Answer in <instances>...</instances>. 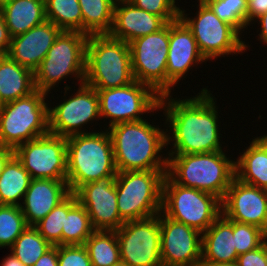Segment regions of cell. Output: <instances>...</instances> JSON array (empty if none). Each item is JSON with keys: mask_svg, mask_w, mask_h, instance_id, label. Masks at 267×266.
Masks as SVG:
<instances>
[{"mask_svg": "<svg viewBox=\"0 0 267 266\" xmlns=\"http://www.w3.org/2000/svg\"><path fill=\"white\" fill-rule=\"evenodd\" d=\"M200 90L197 95L184 99L174 98L172 94L161 96L159 107L163 110L161 116L165 117L167 154L223 150L217 98L207 87ZM168 145L172 146L170 150Z\"/></svg>", "mask_w": 267, "mask_h": 266, "instance_id": "6da1fadb", "label": "cell"}, {"mask_svg": "<svg viewBox=\"0 0 267 266\" xmlns=\"http://www.w3.org/2000/svg\"><path fill=\"white\" fill-rule=\"evenodd\" d=\"M107 130L111 137L118 172L167 170L168 154H163L166 151L165 128L161 129L147 118L118 123Z\"/></svg>", "mask_w": 267, "mask_h": 266, "instance_id": "7a4b0ae2", "label": "cell"}, {"mask_svg": "<svg viewBox=\"0 0 267 266\" xmlns=\"http://www.w3.org/2000/svg\"><path fill=\"white\" fill-rule=\"evenodd\" d=\"M224 151L168 154L167 175L180 186L207 192L222 201L235 178V159Z\"/></svg>", "mask_w": 267, "mask_h": 266, "instance_id": "3957f363", "label": "cell"}, {"mask_svg": "<svg viewBox=\"0 0 267 266\" xmlns=\"http://www.w3.org/2000/svg\"><path fill=\"white\" fill-rule=\"evenodd\" d=\"M92 131L66 138V181L72 193L86 183L118 173L108 130Z\"/></svg>", "mask_w": 267, "mask_h": 266, "instance_id": "277c9868", "label": "cell"}, {"mask_svg": "<svg viewBox=\"0 0 267 266\" xmlns=\"http://www.w3.org/2000/svg\"><path fill=\"white\" fill-rule=\"evenodd\" d=\"M133 81L129 43L108 34L88 35L84 83L95 90H104Z\"/></svg>", "mask_w": 267, "mask_h": 266, "instance_id": "5b68a950", "label": "cell"}, {"mask_svg": "<svg viewBox=\"0 0 267 266\" xmlns=\"http://www.w3.org/2000/svg\"><path fill=\"white\" fill-rule=\"evenodd\" d=\"M88 35L80 31H62L46 57L34 71L35 87L50 94L64 79L84 83Z\"/></svg>", "mask_w": 267, "mask_h": 266, "instance_id": "8992f818", "label": "cell"}, {"mask_svg": "<svg viewBox=\"0 0 267 266\" xmlns=\"http://www.w3.org/2000/svg\"><path fill=\"white\" fill-rule=\"evenodd\" d=\"M48 96L36 89L27 96L0 105V144L15 150L27 141L48 134Z\"/></svg>", "mask_w": 267, "mask_h": 266, "instance_id": "52a82bcc", "label": "cell"}, {"mask_svg": "<svg viewBox=\"0 0 267 266\" xmlns=\"http://www.w3.org/2000/svg\"><path fill=\"white\" fill-rule=\"evenodd\" d=\"M166 174L167 170H135L116 174L117 207L124 222L150 218L161 212Z\"/></svg>", "mask_w": 267, "mask_h": 266, "instance_id": "ba28073f", "label": "cell"}, {"mask_svg": "<svg viewBox=\"0 0 267 266\" xmlns=\"http://www.w3.org/2000/svg\"><path fill=\"white\" fill-rule=\"evenodd\" d=\"M161 212L168 218L204 233L222 214V206L218 197L180 186L166 174Z\"/></svg>", "mask_w": 267, "mask_h": 266, "instance_id": "9c48e42d", "label": "cell"}, {"mask_svg": "<svg viewBox=\"0 0 267 266\" xmlns=\"http://www.w3.org/2000/svg\"><path fill=\"white\" fill-rule=\"evenodd\" d=\"M197 2L198 11L194 17H189L191 14L181 8L179 18L192 31L204 58L212 61L237 53L242 55L250 47L249 44L242 40V36L231 25L219 19L203 0Z\"/></svg>", "mask_w": 267, "mask_h": 266, "instance_id": "30bf717a", "label": "cell"}, {"mask_svg": "<svg viewBox=\"0 0 267 266\" xmlns=\"http://www.w3.org/2000/svg\"><path fill=\"white\" fill-rule=\"evenodd\" d=\"M129 48L134 80L150 86L159 96L171 94L176 86L166 75L169 23L154 33L132 40Z\"/></svg>", "mask_w": 267, "mask_h": 266, "instance_id": "8fae6325", "label": "cell"}, {"mask_svg": "<svg viewBox=\"0 0 267 266\" xmlns=\"http://www.w3.org/2000/svg\"><path fill=\"white\" fill-rule=\"evenodd\" d=\"M70 91L71 96H68L67 93H70ZM73 92L70 85L65 84L64 99L59 101L61 103L53 104V106L50 103L48 107L49 133L65 138L89 133L87 130L89 124L92 125L97 119V121L101 119L99 96L93 87L83 83Z\"/></svg>", "mask_w": 267, "mask_h": 266, "instance_id": "7c38bea8", "label": "cell"}, {"mask_svg": "<svg viewBox=\"0 0 267 266\" xmlns=\"http://www.w3.org/2000/svg\"><path fill=\"white\" fill-rule=\"evenodd\" d=\"M99 96L100 117L108 119L111 127L118 123L139 121L144 114L161 111L160 98L150 86L134 80L132 83L112 89L96 90Z\"/></svg>", "mask_w": 267, "mask_h": 266, "instance_id": "4fadbf2b", "label": "cell"}, {"mask_svg": "<svg viewBox=\"0 0 267 266\" xmlns=\"http://www.w3.org/2000/svg\"><path fill=\"white\" fill-rule=\"evenodd\" d=\"M120 259L128 266H162L160 213L156 216L126 221L115 230Z\"/></svg>", "mask_w": 267, "mask_h": 266, "instance_id": "5bb4252c", "label": "cell"}, {"mask_svg": "<svg viewBox=\"0 0 267 266\" xmlns=\"http://www.w3.org/2000/svg\"><path fill=\"white\" fill-rule=\"evenodd\" d=\"M14 151L32 179L66 180L67 141L65 137L48 133L19 145Z\"/></svg>", "mask_w": 267, "mask_h": 266, "instance_id": "9a60e30c", "label": "cell"}, {"mask_svg": "<svg viewBox=\"0 0 267 266\" xmlns=\"http://www.w3.org/2000/svg\"><path fill=\"white\" fill-rule=\"evenodd\" d=\"M116 175H109L80 186L75 192L78 202L87 210L95 230H117L125 222L117 207Z\"/></svg>", "mask_w": 267, "mask_h": 266, "instance_id": "2e32d148", "label": "cell"}, {"mask_svg": "<svg viewBox=\"0 0 267 266\" xmlns=\"http://www.w3.org/2000/svg\"><path fill=\"white\" fill-rule=\"evenodd\" d=\"M162 266L201 264L202 233L160 212Z\"/></svg>", "mask_w": 267, "mask_h": 266, "instance_id": "e0dca14e", "label": "cell"}, {"mask_svg": "<svg viewBox=\"0 0 267 266\" xmlns=\"http://www.w3.org/2000/svg\"><path fill=\"white\" fill-rule=\"evenodd\" d=\"M221 206L225 218L257 226L267 233V190L234 178Z\"/></svg>", "mask_w": 267, "mask_h": 266, "instance_id": "ac0fdd59", "label": "cell"}, {"mask_svg": "<svg viewBox=\"0 0 267 266\" xmlns=\"http://www.w3.org/2000/svg\"><path fill=\"white\" fill-rule=\"evenodd\" d=\"M207 60L199 51L192 31L179 18L169 23V50L167 55V78L177 86L190 70ZM186 75V76H185Z\"/></svg>", "mask_w": 267, "mask_h": 266, "instance_id": "d6986e66", "label": "cell"}, {"mask_svg": "<svg viewBox=\"0 0 267 266\" xmlns=\"http://www.w3.org/2000/svg\"><path fill=\"white\" fill-rule=\"evenodd\" d=\"M61 32L59 27L46 20L26 33L12 37L7 55L34 72Z\"/></svg>", "mask_w": 267, "mask_h": 266, "instance_id": "ffe728a7", "label": "cell"}, {"mask_svg": "<svg viewBox=\"0 0 267 266\" xmlns=\"http://www.w3.org/2000/svg\"><path fill=\"white\" fill-rule=\"evenodd\" d=\"M70 193L66 180L32 179L20 205L27 225L37 224Z\"/></svg>", "mask_w": 267, "mask_h": 266, "instance_id": "44dd1931", "label": "cell"}, {"mask_svg": "<svg viewBox=\"0 0 267 266\" xmlns=\"http://www.w3.org/2000/svg\"><path fill=\"white\" fill-rule=\"evenodd\" d=\"M165 24L160 16L137 8L128 0H116L113 24L108 35L129 43L160 30Z\"/></svg>", "mask_w": 267, "mask_h": 266, "instance_id": "7402d4cb", "label": "cell"}, {"mask_svg": "<svg viewBox=\"0 0 267 266\" xmlns=\"http://www.w3.org/2000/svg\"><path fill=\"white\" fill-rule=\"evenodd\" d=\"M237 258L233 221L221 214L202 233L201 262L235 263Z\"/></svg>", "mask_w": 267, "mask_h": 266, "instance_id": "603a6c76", "label": "cell"}, {"mask_svg": "<svg viewBox=\"0 0 267 266\" xmlns=\"http://www.w3.org/2000/svg\"><path fill=\"white\" fill-rule=\"evenodd\" d=\"M249 144L235 160V178L267 190V138L257 134Z\"/></svg>", "mask_w": 267, "mask_h": 266, "instance_id": "cb8c5ba5", "label": "cell"}, {"mask_svg": "<svg viewBox=\"0 0 267 266\" xmlns=\"http://www.w3.org/2000/svg\"><path fill=\"white\" fill-rule=\"evenodd\" d=\"M11 37L47 20L45 0H10L0 6Z\"/></svg>", "mask_w": 267, "mask_h": 266, "instance_id": "d4e9b609", "label": "cell"}, {"mask_svg": "<svg viewBox=\"0 0 267 266\" xmlns=\"http://www.w3.org/2000/svg\"><path fill=\"white\" fill-rule=\"evenodd\" d=\"M36 90L34 72L8 55L0 57V105L27 96Z\"/></svg>", "mask_w": 267, "mask_h": 266, "instance_id": "484cf974", "label": "cell"}, {"mask_svg": "<svg viewBox=\"0 0 267 266\" xmlns=\"http://www.w3.org/2000/svg\"><path fill=\"white\" fill-rule=\"evenodd\" d=\"M31 180L29 172L14 155L0 174V205L20 206Z\"/></svg>", "mask_w": 267, "mask_h": 266, "instance_id": "4316f807", "label": "cell"}, {"mask_svg": "<svg viewBox=\"0 0 267 266\" xmlns=\"http://www.w3.org/2000/svg\"><path fill=\"white\" fill-rule=\"evenodd\" d=\"M82 10L83 33L108 34L112 28L116 0H78Z\"/></svg>", "mask_w": 267, "mask_h": 266, "instance_id": "83f0119b", "label": "cell"}, {"mask_svg": "<svg viewBox=\"0 0 267 266\" xmlns=\"http://www.w3.org/2000/svg\"><path fill=\"white\" fill-rule=\"evenodd\" d=\"M92 266H112L120 259V246L115 230H95L85 241Z\"/></svg>", "mask_w": 267, "mask_h": 266, "instance_id": "f1b7e54d", "label": "cell"}, {"mask_svg": "<svg viewBox=\"0 0 267 266\" xmlns=\"http://www.w3.org/2000/svg\"><path fill=\"white\" fill-rule=\"evenodd\" d=\"M46 18L62 31L83 33V17L78 0H45Z\"/></svg>", "mask_w": 267, "mask_h": 266, "instance_id": "f546056e", "label": "cell"}, {"mask_svg": "<svg viewBox=\"0 0 267 266\" xmlns=\"http://www.w3.org/2000/svg\"><path fill=\"white\" fill-rule=\"evenodd\" d=\"M78 203L74 193H70L61 203L54 207L34 227L52 246L62 245V227L68 212Z\"/></svg>", "mask_w": 267, "mask_h": 266, "instance_id": "4dcf8cb0", "label": "cell"}, {"mask_svg": "<svg viewBox=\"0 0 267 266\" xmlns=\"http://www.w3.org/2000/svg\"><path fill=\"white\" fill-rule=\"evenodd\" d=\"M51 247L52 245L39 234L34 226H27L9 251L25 266H33Z\"/></svg>", "mask_w": 267, "mask_h": 266, "instance_id": "1f68e13d", "label": "cell"}, {"mask_svg": "<svg viewBox=\"0 0 267 266\" xmlns=\"http://www.w3.org/2000/svg\"><path fill=\"white\" fill-rule=\"evenodd\" d=\"M94 231L87 210L78 202L65 217L62 245H84Z\"/></svg>", "mask_w": 267, "mask_h": 266, "instance_id": "d6a6232c", "label": "cell"}, {"mask_svg": "<svg viewBox=\"0 0 267 266\" xmlns=\"http://www.w3.org/2000/svg\"><path fill=\"white\" fill-rule=\"evenodd\" d=\"M20 206L0 205V248H11L27 228Z\"/></svg>", "mask_w": 267, "mask_h": 266, "instance_id": "836d02e7", "label": "cell"}, {"mask_svg": "<svg viewBox=\"0 0 267 266\" xmlns=\"http://www.w3.org/2000/svg\"><path fill=\"white\" fill-rule=\"evenodd\" d=\"M203 1L212 9L219 19L231 25L241 36L245 30H248L249 27L246 26L247 0Z\"/></svg>", "mask_w": 267, "mask_h": 266, "instance_id": "e575fe53", "label": "cell"}, {"mask_svg": "<svg viewBox=\"0 0 267 266\" xmlns=\"http://www.w3.org/2000/svg\"><path fill=\"white\" fill-rule=\"evenodd\" d=\"M233 236L237 254L260 247L267 240V233L257 226L233 221Z\"/></svg>", "mask_w": 267, "mask_h": 266, "instance_id": "d590c367", "label": "cell"}, {"mask_svg": "<svg viewBox=\"0 0 267 266\" xmlns=\"http://www.w3.org/2000/svg\"><path fill=\"white\" fill-rule=\"evenodd\" d=\"M135 7L160 16L166 23L179 19L180 8L177 0H128ZM177 3V4H176ZM178 5V6H177Z\"/></svg>", "mask_w": 267, "mask_h": 266, "instance_id": "8d00e7d4", "label": "cell"}, {"mask_svg": "<svg viewBox=\"0 0 267 266\" xmlns=\"http://www.w3.org/2000/svg\"><path fill=\"white\" fill-rule=\"evenodd\" d=\"M58 266H92L84 245H59Z\"/></svg>", "mask_w": 267, "mask_h": 266, "instance_id": "74e56055", "label": "cell"}, {"mask_svg": "<svg viewBox=\"0 0 267 266\" xmlns=\"http://www.w3.org/2000/svg\"><path fill=\"white\" fill-rule=\"evenodd\" d=\"M238 266H267L266 241L258 248L238 255Z\"/></svg>", "mask_w": 267, "mask_h": 266, "instance_id": "f35d334b", "label": "cell"}, {"mask_svg": "<svg viewBox=\"0 0 267 266\" xmlns=\"http://www.w3.org/2000/svg\"><path fill=\"white\" fill-rule=\"evenodd\" d=\"M267 12V0H247L246 26Z\"/></svg>", "mask_w": 267, "mask_h": 266, "instance_id": "ab89813d", "label": "cell"}, {"mask_svg": "<svg viewBox=\"0 0 267 266\" xmlns=\"http://www.w3.org/2000/svg\"><path fill=\"white\" fill-rule=\"evenodd\" d=\"M11 38L5 19L0 10V56H6L8 54Z\"/></svg>", "mask_w": 267, "mask_h": 266, "instance_id": "60d3db41", "label": "cell"}, {"mask_svg": "<svg viewBox=\"0 0 267 266\" xmlns=\"http://www.w3.org/2000/svg\"><path fill=\"white\" fill-rule=\"evenodd\" d=\"M33 266H58V246H52Z\"/></svg>", "mask_w": 267, "mask_h": 266, "instance_id": "b9f144b4", "label": "cell"}, {"mask_svg": "<svg viewBox=\"0 0 267 266\" xmlns=\"http://www.w3.org/2000/svg\"><path fill=\"white\" fill-rule=\"evenodd\" d=\"M255 22H257L258 25L260 24L259 26H261L260 28H258L261 29V31L256 37H258V40L260 42L264 43L267 46V12L258 17L256 21L253 22L254 25Z\"/></svg>", "mask_w": 267, "mask_h": 266, "instance_id": "7bdbcfd3", "label": "cell"}, {"mask_svg": "<svg viewBox=\"0 0 267 266\" xmlns=\"http://www.w3.org/2000/svg\"><path fill=\"white\" fill-rule=\"evenodd\" d=\"M15 155L14 149L0 144V174L3 172L7 162Z\"/></svg>", "mask_w": 267, "mask_h": 266, "instance_id": "ee69618b", "label": "cell"}, {"mask_svg": "<svg viewBox=\"0 0 267 266\" xmlns=\"http://www.w3.org/2000/svg\"><path fill=\"white\" fill-rule=\"evenodd\" d=\"M0 266H25L12 252L5 258L3 257Z\"/></svg>", "mask_w": 267, "mask_h": 266, "instance_id": "f6af8a7d", "label": "cell"}, {"mask_svg": "<svg viewBox=\"0 0 267 266\" xmlns=\"http://www.w3.org/2000/svg\"><path fill=\"white\" fill-rule=\"evenodd\" d=\"M203 266H238V264L235 263H212V262H201Z\"/></svg>", "mask_w": 267, "mask_h": 266, "instance_id": "bcb514c9", "label": "cell"}, {"mask_svg": "<svg viewBox=\"0 0 267 266\" xmlns=\"http://www.w3.org/2000/svg\"><path fill=\"white\" fill-rule=\"evenodd\" d=\"M112 266H128L127 264H125L123 261H119L118 263L112 265Z\"/></svg>", "mask_w": 267, "mask_h": 266, "instance_id": "7dc6e473", "label": "cell"}, {"mask_svg": "<svg viewBox=\"0 0 267 266\" xmlns=\"http://www.w3.org/2000/svg\"><path fill=\"white\" fill-rule=\"evenodd\" d=\"M7 1H10V0H0V6H1L2 4H4L5 2H7Z\"/></svg>", "mask_w": 267, "mask_h": 266, "instance_id": "c3c4849f", "label": "cell"}, {"mask_svg": "<svg viewBox=\"0 0 267 266\" xmlns=\"http://www.w3.org/2000/svg\"><path fill=\"white\" fill-rule=\"evenodd\" d=\"M266 265H267V240H266Z\"/></svg>", "mask_w": 267, "mask_h": 266, "instance_id": "681fc988", "label": "cell"}]
</instances>
